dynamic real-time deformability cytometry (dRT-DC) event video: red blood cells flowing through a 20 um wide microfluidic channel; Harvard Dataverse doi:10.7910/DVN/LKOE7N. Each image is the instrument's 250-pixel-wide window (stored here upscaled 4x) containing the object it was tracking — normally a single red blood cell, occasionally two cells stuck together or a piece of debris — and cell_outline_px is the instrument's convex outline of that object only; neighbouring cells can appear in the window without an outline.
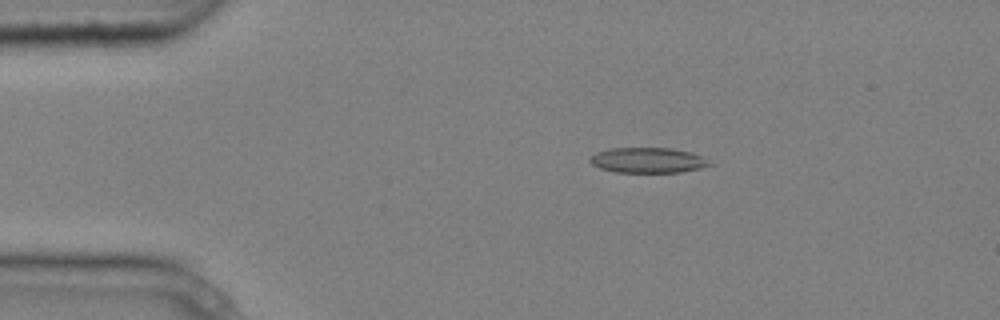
{"species": "common noctule bat (a hibernating species)", "species_latin": "Nyctalus noctula", "temperature_condition": "cold", "stored_images_in_passage": 5, "camera_frame_rate_fps": 3000, "um_per_image_px": 0.085, "animal": {"sex": "male", "body_mass_g": 20.4}, "frame": {"image": 1, "passage_image": 2, "time_ms": 0.333, "image_size_px": [1000, 320], "cell_outline_px": [[712, 164], [700, 168], [680, 172], [616, 172], [600, 168], [592, 164], [588, 160], [596, 152], [608, 148], [668, 148], [692, 152], [708, 160]], "centroid_in_image_um": [55.04, 13.61], "position_along_channel_um": 30.0, "area_um2": 17.51}}
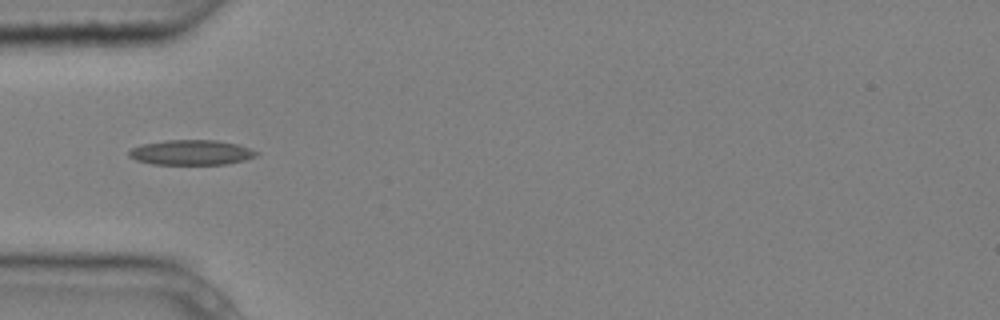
{"frame": {"image": 2, "passage_image": 4, "time_ms": 1.0, "image_size_px": [1000, 320], "cell_outline_px": [[260, 152], [256, 156], [244, 160], [224, 164], [152, 164], [136, 160], [128, 156], [128, 152], [132, 148], [140, 144], [164, 140], [216, 140], [236, 144]], "centroid_in_image_um": [16.22, 12.95], "position_along_channel_um": 68.8, "area_um2": 18.55}}
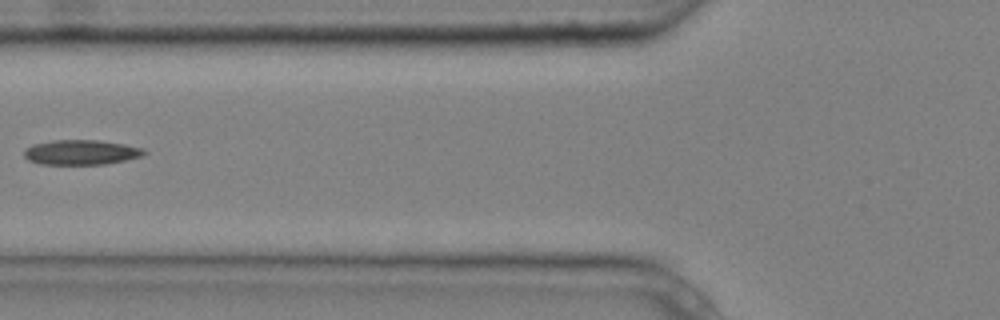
{"frame": {"image": 3, "passage_image": 5, "time_ms": 1.333, "image_size_px": [1000, 320], "cell_outline_px": [[148, 152], [144, 156], [104, 164], [40, 164], [28, 160], [24, 156], [24, 148], [32, 144], [52, 140], [100, 140], [124, 144], [144, 148]], "centroid_in_image_um": [6.9, 12.94], "position_along_channel_um": 118.9, "area_um2": 17.57}}